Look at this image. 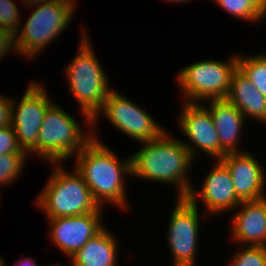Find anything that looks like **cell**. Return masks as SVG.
Returning a JSON list of instances; mask_svg holds the SVG:
<instances>
[{"label":"cell","mask_w":266,"mask_h":266,"mask_svg":"<svg viewBox=\"0 0 266 266\" xmlns=\"http://www.w3.org/2000/svg\"><path fill=\"white\" fill-rule=\"evenodd\" d=\"M12 49L15 53L14 36L8 31L0 28V60L4 58L7 53H11L10 51Z\"/></svg>","instance_id":"cell-26"},{"label":"cell","mask_w":266,"mask_h":266,"mask_svg":"<svg viewBox=\"0 0 266 266\" xmlns=\"http://www.w3.org/2000/svg\"><path fill=\"white\" fill-rule=\"evenodd\" d=\"M58 164V165H56ZM35 201L47 218L69 217L101 211L85 180L75 169L69 173L60 163Z\"/></svg>","instance_id":"cell-4"},{"label":"cell","mask_w":266,"mask_h":266,"mask_svg":"<svg viewBox=\"0 0 266 266\" xmlns=\"http://www.w3.org/2000/svg\"><path fill=\"white\" fill-rule=\"evenodd\" d=\"M235 253L228 266H266V246L247 245Z\"/></svg>","instance_id":"cell-22"},{"label":"cell","mask_w":266,"mask_h":266,"mask_svg":"<svg viewBox=\"0 0 266 266\" xmlns=\"http://www.w3.org/2000/svg\"><path fill=\"white\" fill-rule=\"evenodd\" d=\"M142 144L131 156V176L176 185L177 196L187 197L193 186L187 173L194 159L184 143L165 130L159 137Z\"/></svg>","instance_id":"cell-1"},{"label":"cell","mask_w":266,"mask_h":266,"mask_svg":"<svg viewBox=\"0 0 266 266\" xmlns=\"http://www.w3.org/2000/svg\"><path fill=\"white\" fill-rule=\"evenodd\" d=\"M226 12L246 21H261L266 16V0H213Z\"/></svg>","instance_id":"cell-19"},{"label":"cell","mask_w":266,"mask_h":266,"mask_svg":"<svg viewBox=\"0 0 266 266\" xmlns=\"http://www.w3.org/2000/svg\"><path fill=\"white\" fill-rule=\"evenodd\" d=\"M21 21L13 0H0V28L14 36L22 25Z\"/></svg>","instance_id":"cell-23"},{"label":"cell","mask_w":266,"mask_h":266,"mask_svg":"<svg viewBox=\"0 0 266 266\" xmlns=\"http://www.w3.org/2000/svg\"><path fill=\"white\" fill-rule=\"evenodd\" d=\"M10 153H26L19 146L15 130L11 125L0 128V155Z\"/></svg>","instance_id":"cell-24"},{"label":"cell","mask_w":266,"mask_h":266,"mask_svg":"<svg viewBox=\"0 0 266 266\" xmlns=\"http://www.w3.org/2000/svg\"><path fill=\"white\" fill-rule=\"evenodd\" d=\"M118 244L113 234L104 228L92 237L70 259L71 266H117Z\"/></svg>","instance_id":"cell-18"},{"label":"cell","mask_w":266,"mask_h":266,"mask_svg":"<svg viewBox=\"0 0 266 266\" xmlns=\"http://www.w3.org/2000/svg\"><path fill=\"white\" fill-rule=\"evenodd\" d=\"M12 100L11 126L15 130L19 146L28 153H38V136L47 109L54 103L44 87L32 81L19 105ZM18 106V107H17ZM17 109H16V108Z\"/></svg>","instance_id":"cell-10"},{"label":"cell","mask_w":266,"mask_h":266,"mask_svg":"<svg viewBox=\"0 0 266 266\" xmlns=\"http://www.w3.org/2000/svg\"><path fill=\"white\" fill-rule=\"evenodd\" d=\"M101 213L102 211H95L76 216L48 218L52 243L67 255V258H71L104 228Z\"/></svg>","instance_id":"cell-12"},{"label":"cell","mask_w":266,"mask_h":266,"mask_svg":"<svg viewBox=\"0 0 266 266\" xmlns=\"http://www.w3.org/2000/svg\"><path fill=\"white\" fill-rule=\"evenodd\" d=\"M234 104L245 118L260 120L266 124V97L237 68L233 73L230 89L225 98Z\"/></svg>","instance_id":"cell-17"},{"label":"cell","mask_w":266,"mask_h":266,"mask_svg":"<svg viewBox=\"0 0 266 266\" xmlns=\"http://www.w3.org/2000/svg\"><path fill=\"white\" fill-rule=\"evenodd\" d=\"M100 112L114 127L138 142L153 140L165 131L149 113L113 89L92 119V126L96 125Z\"/></svg>","instance_id":"cell-8"},{"label":"cell","mask_w":266,"mask_h":266,"mask_svg":"<svg viewBox=\"0 0 266 266\" xmlns=\"http://www.w3.org/2000/svg\"><path fill=\"white\" fill-rule=\"evenodd\" d=\"M64 109L52 104L46 111L38 136V154L54 164L70 159L92 139Z\"/></svg>","instance_id":"cell-6"},{"label":"cell","mask_w":266,"mask_h":266,"mask_svg":"<svg viewBox=\"0 0 266 266\" xmlns=\"http://www.w3.org/2000/svg\"><path fill=\"white\" fill-rule=\"evenodd\" d=\"M23 2V4H27L26 6L33 7V5L40 4V3H46V2H52L55 0H20Z\"/></svg>","instance_id":"cell-28"},{"label":"cell","mask_w":266,"mask_h":266,"mask_svg":"<svg viewBox=\"0 0 266 266\" xmlns=\"http://www.w3.org/2000/svg\"><path fill=\"white\" fill-rule=\"evenodd\" d=\"M238 55L229 61L201 60L182 68L177 81L184 94V102L225 99L233 73L238 68Z\"/></svg>","instance_id":"cell-7"},{"label":"cell","mask_w":266,"mask_h":266,"mask_svg":"<svg viewBox=\"0 0 266 266\" xmlns=\"http://www.w3.org/2000/svg\"><path fill=\"white\" fill-rule=\"evenodd\" d=\"M209 108L206 107L212 117L214 126L217 130L221 146V159L227 153L241 152L239 137L246 121L242 112L226 99L209 100Z\"/></svg>","instance_id":"cell-16"},{"label":"cell","mask_w":266,"mask_h":266,"mask_svg":"<svg viewBox=\"0 0 266 266\" xmlns=\"http://www.w3.org/2000/svg\"><path fill=\"white\" fill-rule=\"evenodd\" d=\"M83 29L78 54L66 68L68 86L85 118L92 125V119L102 109L112 90L88 35ZM83 36V37H82Z\"/></svg>","instance_id":"cell-3"},{"label":"cell","mask_w":266,"mask_h":266,"mask_svg":"<svg viewBox=\"0 0 266 266\" xmlns=\"http://www.w3.org/2000/svg\"><path fill=\"white\" fill-rule=\"evenodd\" d=\"M167 1H170L171 3H172V2H173V3H174V2H175V3H176V2H178V3H179V2H180V3L182 2V3H183V2H188V1H190V0H167Z\"/></svg>","instance_id":"cell-29"},{"label":"cell","mask_w":266,"mask_h":266,"mask_svg":"<svg viewBox=\"0 0 266 266\" xmlns=\"http://www.w3.org/2000/svg\"><path fill=\"white\" fill-rule=\"evenodd\" d=\"M27 153H10L0 155V187L12 183L21 175Z\"/></svg>","instance_id":"cell-21"},{"label":"cell","mask_w":266,"mask_h":266,"mask_svg":"<svg viewBox=\"0 0 266 266\" xmlns=\"http://www.w3.org/2000/svg\"><path fill=\"white\" fill-rule=\"evenodd\" d=\"M238 69L252 82L258 91L266 97V54L237 56Z\"/></svg>","instance_id":"cell-20"},{"label":"cell","mask_w":266,"mask_h":266,"mask_svg":"<svg viewBox=\"0 0 266 266\" xmlns=\"http://www.w3.org/2000/svg\"><path fill=\"white\" fill-rule=\"evenodd\" d=\"M180 114L179 127L190 140L184 143L192 158L200 149L216 160L221 159V146L211 114L202 103L185 102Z\"/></svg>","instance_id":"cell-11"},{"label":"cell","mask_w":266,"mask_h":266,"mask_svg":"<svg viewBox=\"0 0 266 266\" xmlns=\"http://www.w3.org/2000/svg\"><path fill=\"white\" fill-rule=\"evenodd\" d=\"M12 99L0 95V128L11 125Z\"/></svg>","instance_id":"cell-25"},{"label":"cell","mask_w":266,"mask_h":266,"mask_svg":"<svg viewBox=\"0 0 266 266\" xmlns=\"http://www.w3.org/2000/svg\"><path fill=\"white\" fill-rule=\"evenodd\" d=\"M15 266H39V265H36L35 261L31 257L30 258L27 257L19 260Z\"/></svg>","instance_id":"cell-27"},{"label":"cell","mask_w":266,"mask_h":266,"mask_svg":"<svg viewBox=\"0 0 266 266\" xmlns=\"http://www.w3.org/2000/svg\"><path fill=\"white\" fill-rule=\"evenodd\" d=\"M93 139L77 153L75 169L85 180L92 196L99 206L112 203L119 207H127L124 175L131 176V157L119 160L106 145ZM103 204V205H102Z\"/></svg>","instance_id":"cell-2"},{"label":"cell","mask_w":266,"mask_h":266,"mask_svg":"<svg viewBox=\"0 0 266 266\" xmlns=\"http://www.w3.org/2000/svg\"><path fill=\"white\" fill-rule=\"evenodd\" d=\"M168 224V243L174 266H195L199 239V209L187 197H177Z\"/></svg>","instance_id":"cell-9"},{"label":"cell","mask_w":266,"mask_h":266,"mask_svg":"<svg viewBox=\"0 0 266 266\" xmlns=\"http://www.w3.org/2000/svg\"><path fill=\"white\" fill-rule=\"evenodd\" d=\"M0 266H5L4 260L0 258Z\"/></svg>","instance_id":"cell-30"},{"label":"cell","mask_w":266,"mask_h":266,"mask_svg":"<svg viewBox=\"0 0 266 266\" xmlns=\"http://www.w3.org/2000/svg\"><path fill=\"white\" fill-rule=\"evenodd\" d=\"M220 161L228 168L237 196L242 201L260 200L265 195V172L250 152L227 153Z\"/></svg>","instance_id":"cell-14"},{"label":"cell","mask_w":266,"mask_h":266,"mask_svg":"<svg viewBox=\"0 0 266 266\" xmlns=\"http://www.w3.org/2000/svg\"><path fill=\"white\" fill-rule=\"evenodd\" d=\"M239 205L237 208H241L231 217V237L239 244L266 246V197L242 201Z\"/></svg>","instance_id":"cell-15"},{"label":"cell","mask_w":266,"mask_h":266,"mask_svg":"<svg viewBox=\"0 0 266 266\" xmlns=\"http://www.w3.org/2000/svg\"><path fill=\"white\" fill-rule=\"evenodd\" d=\"M203 181L200 192H196L192 187L187 198L193 204H197L199 197L203 205L206 206V212L211 214L223 213L227 210L236 209L242 202L235 192L233 179L228 168L220 160H217L215 167L213 166Z\"/></svg>","instance_id":"cell-13"},{"label":"cell","mask_w":266,"mask_h":266,"mask_svg":"<svg viewBox=\"0 0 266 266\" xmlns=\"http://www.w3.org/2000/svg\"><path fill=\"white\" fill-rule=\"evenodd\" d=\"M74 3V0H55L33 5L37 9L32 10L24 26L14 35L15 54L35 58L67 28L76 8Z\"/></svg>","instance_id":"cell-5"}]
</instances>
